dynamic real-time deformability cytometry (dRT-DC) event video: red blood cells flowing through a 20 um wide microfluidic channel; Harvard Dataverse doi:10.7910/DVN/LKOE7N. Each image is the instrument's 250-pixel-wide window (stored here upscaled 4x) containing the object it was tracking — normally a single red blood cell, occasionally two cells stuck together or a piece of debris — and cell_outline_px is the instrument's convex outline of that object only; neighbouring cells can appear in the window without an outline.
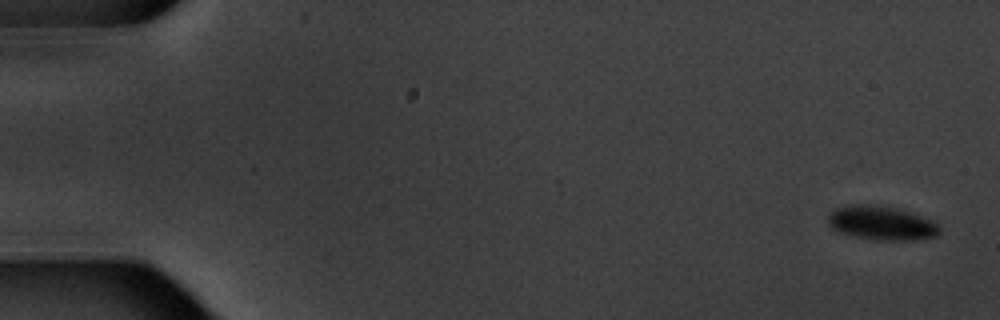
{"species": "common noctule bat (a hibernating species)", "species_latin": "Nyctalus noctula", "temperature_condition": "warm", "stored_images_in_passage": 6, "camera_frame_rate_fps": 3000, "um_per_image_px": 0.085, "animal": {"sex": "male", "body_mass_g": 20.1, "forearm_length_mm": 53.5}, "frame": {"image": 1, "passage_image": 1, "time_ms": 0.0, "image_size_px": [1000, 320], "cell_outline_px": [[940, 232], [936, 236], [912, 240], [880, 240], [856, 236], [840, 232], [832, 228], [828, 224], [828, 216], [836, 208], [848, 204], [872, 204], [896, 208], [920, 216], [936, 224], [940, 228]], "centroid_in_image_um": [74.89, 18.95], "position_along_channel_um": 10.1, "area_um2": 21.73}}
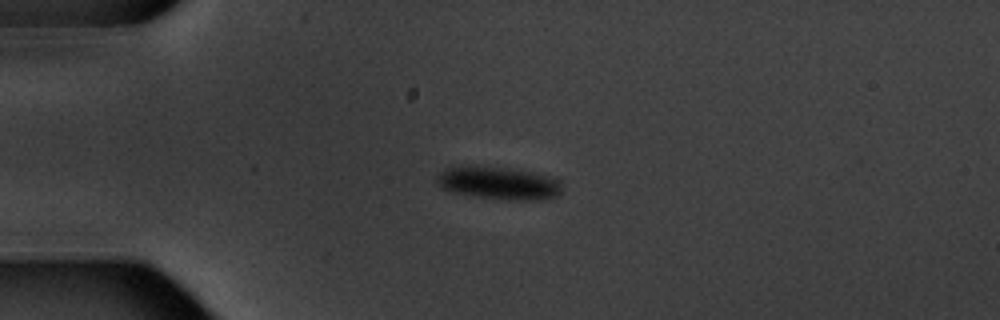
{"frame": {"image": 2, "passage_image": 4, "time_ms": 4.333, "image_size_px": [1000, 320], "cell_outline_px": [[560, 192], [556, 196], [544, 200], [504, 200], [472, 196], [452, 192], [440, 188], [436, 180], [436, 176], [444, 168], [476, 164], [528, 172], [548, 176], [560, 188]], "centroid_in_image_um": [42.24, 15.57], "position_along_channel_um": 42.8, "area_um2": 23.81}}
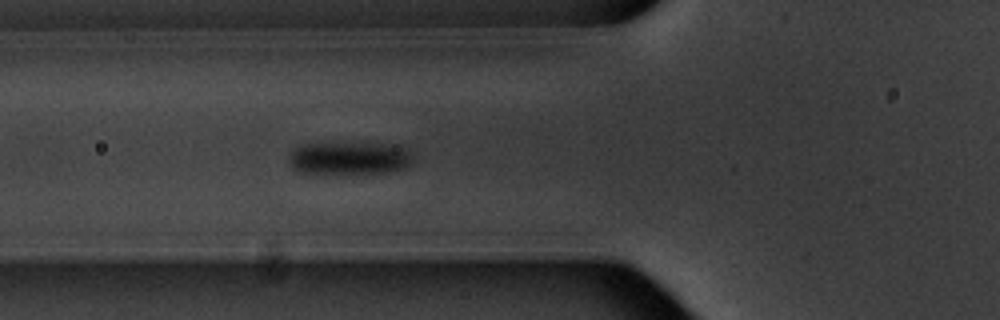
{"frame": {"image": 3, "passage_image": 6, "time_ms": 6.667, "image_size_px": [1000, 320], "cell_outline_px": [[412, 160], [408, 168], [384, 172], [300, 172], [292, 168], [288, 160], [288, 156], [300, 144], [388, 144], [404, 148], [412, 156]], "centroid_in_image_um": [29.68, 13.44], "position_along_channel_um": 96.1, "area_um2": 22.95}}